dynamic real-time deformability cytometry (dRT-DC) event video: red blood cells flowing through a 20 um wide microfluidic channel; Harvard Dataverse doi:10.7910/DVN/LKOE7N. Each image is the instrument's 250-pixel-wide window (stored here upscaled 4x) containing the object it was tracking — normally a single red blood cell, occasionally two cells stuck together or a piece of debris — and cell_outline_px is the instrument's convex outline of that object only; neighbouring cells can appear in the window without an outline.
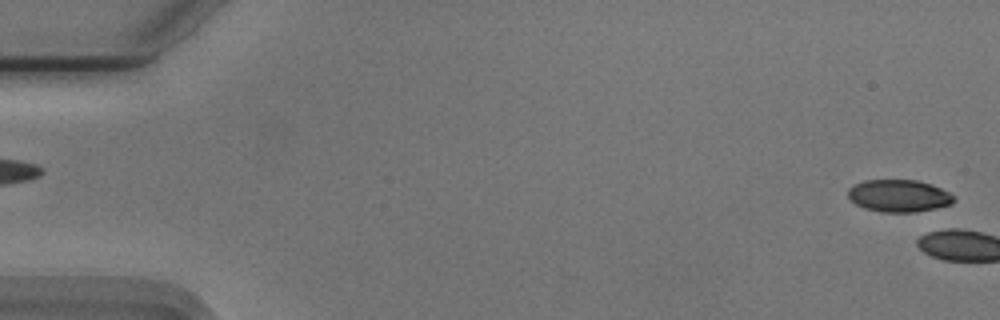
{"species": "Egyptian fruit bat (a non-hibernating species)", "species_latin": "Rousettus aegyptiacus", "temperature_condition": "cold", "stored_images_in_passage": 4, "camera_frame_rate_fps": 3000, "um_per_image_px": 0.085, "animal": {"sex": "male"}, "frame": {"image": 1, "passage_image": 2, "time_ms": 0.333, "image_size_px": [1000, 320], "cell_outline_px": [[956, 200], [952, 204], [936, 208], [916, 212], [880, 212], [864, 208], [856, 204], [848, 196], [848, 188], [864, 180], [916, 180], [940, 188], [956, 196]], "centroid_in_image_um": [76.42, 16.65], "position_along_channel_um": 8.6, "area_um2": 19.88}}